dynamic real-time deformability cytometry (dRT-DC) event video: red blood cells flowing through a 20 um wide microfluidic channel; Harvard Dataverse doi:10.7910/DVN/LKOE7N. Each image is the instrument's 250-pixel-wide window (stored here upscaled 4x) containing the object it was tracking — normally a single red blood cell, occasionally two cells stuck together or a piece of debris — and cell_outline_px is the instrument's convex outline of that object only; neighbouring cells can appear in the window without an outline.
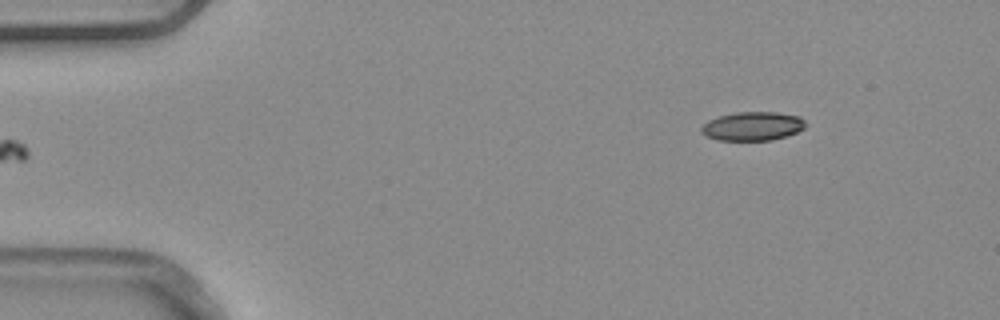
{"species": "common noctule bat (a hibernating species)", "species_latin": "Nyctalus noctula", "temperature_condition": "warm", "stored_images_in_passage": 3, "camera_frame_rate_fps": 3000, "um_per_image_px": 0.085, "animal": {"sex": "male", "body_mass_g": 20.4}, "frame": {"image": 1, "passage_image": 3, "time_ms": 0.667, "image_size_px": [1000, 320], "cell_outline_px": [[808, 124], [804, 128], [796, 132], [772, 140], [716, 140], [700, 132], [700, 128], [708, 120], [720, 116], [736, 112], [776, 112], [800, 116]], "centroid_in_image_um": [63.98, 10.72], "position_along_channel_um": 21.0, "area_um2": 17.46}}